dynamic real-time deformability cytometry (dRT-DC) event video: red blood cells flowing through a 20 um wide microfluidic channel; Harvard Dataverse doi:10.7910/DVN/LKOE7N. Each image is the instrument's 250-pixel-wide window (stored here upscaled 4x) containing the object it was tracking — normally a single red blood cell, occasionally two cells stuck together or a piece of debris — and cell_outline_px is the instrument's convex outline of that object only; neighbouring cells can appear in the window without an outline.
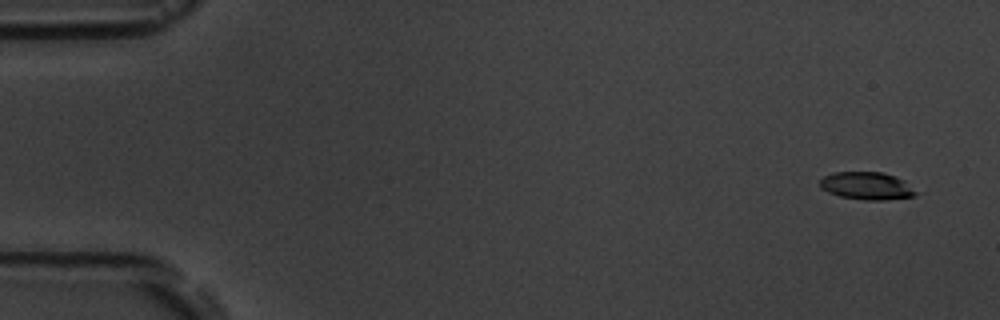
{"species": "common noctule bat (a hibernating species)", "species_latin": "Nyctalus noctula", "temperature_condition": "room temperature", "stored_images_in_passage": 6, "camera_frame_rate_fps": 3000, "um_per_image_px": 0.085, "animal": {"sex": "male", "body_mass_g": 19.5, "forearm_length_mm": 54.6}, "frame": {"image": 1, "passage_image": 1, "time_ms": 0.0, "image_size_px": [1000, 320], "cell_outline_px": [[924, 192], [916, 196], [884, 200], [864, 200], [840, 196], [828, 192], [820, 188], [820, 180], [824, 176], [836, 172], [880, 172], [904, 180]], "centroid_in_image_um": [73.77, 15.81], "position_along_channel_um": 11.2, "area_um2": 15.72}}
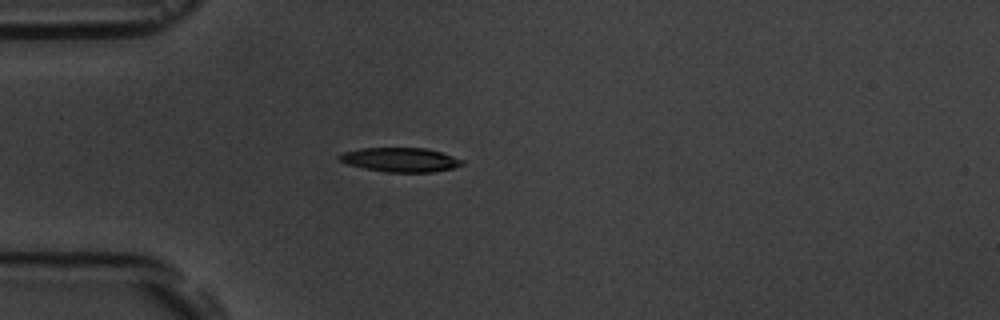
{"frame": {"image": 2, "passage_image": 4, "time_ms": 4.333, "image_size_px": [1000, 320], "cell_outline_px": [[464, 164], [452, 168], [432, 172], [384, 172], [364, 168], [348, 164], [340, 160], [336, 156], [344, 152], [360, 148], [424, 148], [440, 152], [464, 160]], "centroid_in_image_um": [34.02, 13.58], "position_along_channel_um": 51.0, "area_um2": 17.22}}
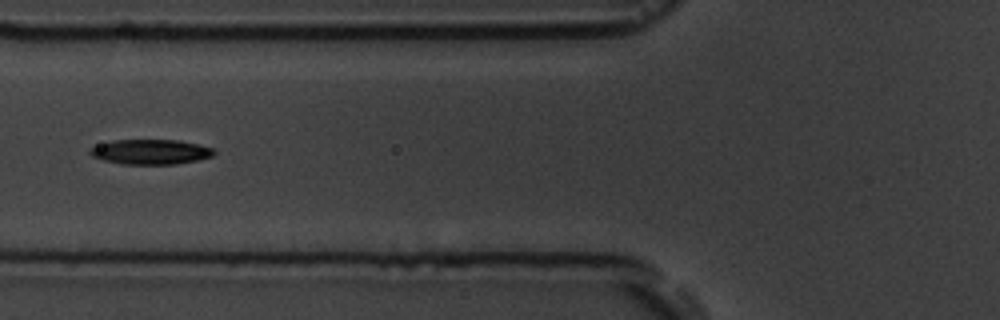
{"frame": {"image": 3, "passage_image": 6, "time_ms": 6.333, "image_size_px": [1000, 320], "cell_outline_px": [[216, 152], [212, 156], [196, 160], [176, 164], [120, 164], [104, 160], [92, 156], [88, 152], [88, 148], [112, 140], [180, 140], [200, 144], [212, 148]], "centroid_in_image_um": [12.79, 12.9], "position_along_channel_um": 113.0, "area_um2": 18.09}}